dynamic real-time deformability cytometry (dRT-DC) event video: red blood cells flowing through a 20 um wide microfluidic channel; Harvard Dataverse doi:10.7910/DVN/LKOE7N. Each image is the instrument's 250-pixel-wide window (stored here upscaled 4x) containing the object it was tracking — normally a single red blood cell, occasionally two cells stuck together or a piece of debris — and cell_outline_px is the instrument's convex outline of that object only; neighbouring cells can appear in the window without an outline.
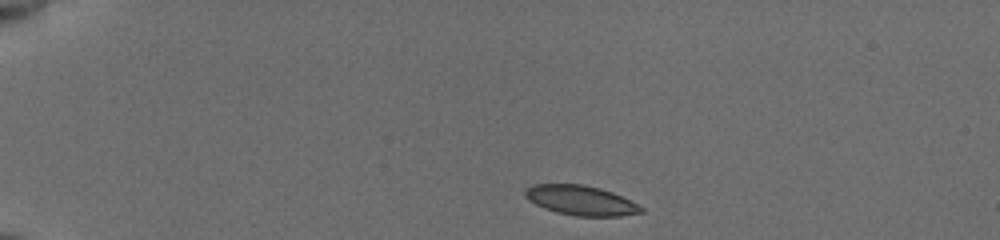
{"species": "common noctule bat (a hibernating species)", "species_latin": "Nyctalus noctula", "temperature_condition": "cold", "stored_images_in_passage": 24, "camera_frame_rate_fps": 3000, "um_per_image_px": 0.085, "animal": {"sex": "female", "body_mass_g": 19.5, "forearm_length_mm": 54.1}, "frame": {"image": 1, "passage_image": 1, "time_ms": 0.0, "image_size_px": [1000, 240], "cell_outline_px": [[644, 212], [620, 216], [576, 216], [556, 212], [544, 208], [528, 200], [524, 196], [524, 192], [532, 184], [580, 184], [600, 188], [612, 192], [644, 208]], "centroid_in_image_um": [49.34, 17.03], "position_along_channel_um": 35.7, "area_um2": 19.94}}
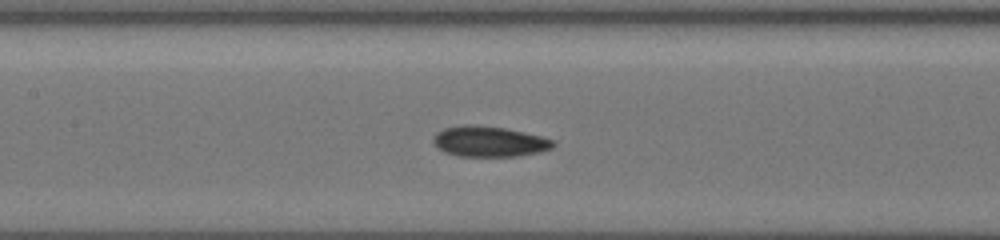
{"frame": {"image": 2, "passage_image": 14, "time_ms": 5.333, "image_size_px": [1000, 240], "cell_outline_px": [[556, 144], [552, 148], [540, 152], [520, 156], [456, 156], [444, 152], [432, 144], [432, 136], [436, 132], [444, 128], [464, 124], [476, 124], [504, 128], [544, 136], [556, 140]], "centroid_in_image_um": [41.58, 12.02], "position_along_channel_um": 165.8, "area_um2": 21.85}}
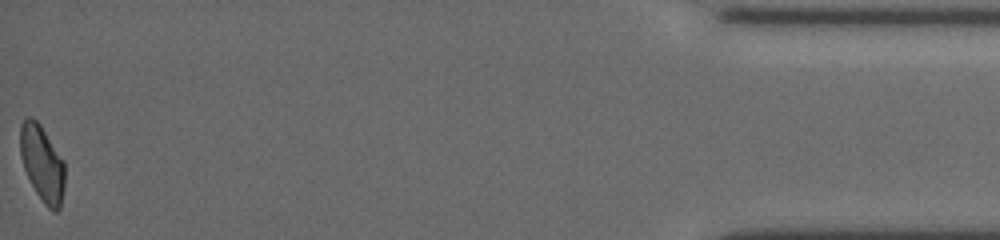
{"frame": {"image": 3, "passage_image": 24, "time_ms": 14.333, "image_size_px": [1000, 240], "cell_outline_px": [[64, 188], [60, 208], [56, 212], [52, 212], [44, 204], [36, 192], [24, 168], [20, 156], [20, 124], [28, 116], [36, 120], [40, 124], [64, 160]], "centroid_in_image_um": [3.59, 13.9], "position_along_channel_um": 431.6, "area_um2": 19.77}, "authors_computed_cell_mechanics": {"area_um2": 20.8369, "velocity_mm_per_s": 3.837, "shape_relaxation_time_tau1_ms": 8.2669, "shape_relaxation_time_tau2_ms": 3.0217, "deformation_change_tau1": 0.1822, "deformation_change_tau2": 0.0568}}